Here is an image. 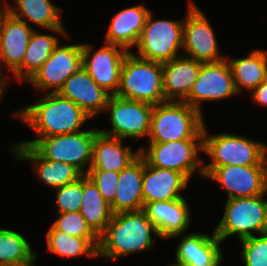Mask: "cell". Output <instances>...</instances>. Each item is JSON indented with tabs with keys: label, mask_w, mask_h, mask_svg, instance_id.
I'll list each match as a JSON object with an SVG mask.
<instances>
[{
	"label": "cell",
	"mask_w": 267,
	"mask_h": 266,
	"mask_svg": "<svg viewBox=\"0 0 267 266\" xmlns=\"http://www.w3.org/2000/svg\"><path fill=\"white\" fill-rule=\"evenodd\" d=\"M33 104L13 113L37 135L36 139L15 142L13 145L34 146L41 138L82 131L91 119L78 105L58 93H45Z\"/></svg>",
	"instance_id": "obj_1"
},
{
	"label": "cell",
	"mask_w": 267,
	"mask_h": 266,
	"mask_svg": "<svg viewBox=\"0 0 267 266\" xmlns=\"http://www.w3.org/2000/svg\"><path fill=\"white\" fill-rule=\"evenodd\" d=\"M160 238L156 226L142 210L113 214L105 232L99 237L98 257L107 260L152 249L153 235Z\"/></svg>",
	"instance_id": "obj_2"
},
{
	"label": "cell",
	"mask_w": 267,
	"mask_h": 266,
	"mask_svg": "<svg viewBox=\"0 0 267 266\" xmlns=\"http://www.w3.org/2000/svg\"><path fill=\"white\" fill-rule=\"evenodd\" d=\"M203 114L184 101H165L153 106L149 142L203 139Z\"/></svg>",
	"instance_id": "obj_3"
},
{
	"label": "cell",
	"mask_w": 267,
	"mask_h": 266,
	"mask_svg": "<svg viewBox=\"0 0 267 266\" xmlns=\"http://www.w3.org/2000/svg\"><path fill=\"white\" fill-rule=\"evenodd\" d=\"M132 52L124 58L116 95L152 105L165 102L162 63L140 58Z\"/></svg>",
	"instance_id": "obj_4"
},
{
	"label": "cell",
	"mask_w": 267,
	"mask_h": 266,
	"mask_svg": "<svg viewBox=\"0 0 267 266\" xmlns=\"http://www.w3.org/2000/svg\"><path fill=\"white\" fill-rule=\"evenodd\" d=\"M203 152L210 157L204 167L267 165V145L229 133L209 135L203 127Z\"/></svg>",
	"instance_id": "obj_5"
},
{
	"label": "cell",
	"mask_w": 267,
	"mask_h": 266,
	"mask_svg": "<svg viewBox=\"0 0 267 266\" xmlns=\"http://www.w3.org/2000/svg\"><path fill=\"white\" fill-rule=\"evenodd\" d=\"M266 194L225 200L224 213L214 229L221 242L236 235L240 240L267 232Z\"/></svg>",
	"instance_id": "obj_6"
},
{
	"label": "cell",
	"mask_w": 267,
	"mask_h": 266,
	"mask_svg": "<svg viewBox=\"0 0 267 266\" xmlns=\"http://www.w3.org/2000/svg\"><path fill=\"white\" fill-rule=\"evenodd\" d=\"M144 148L140 147V154L151 166L178 171L189 181L195 172L204 178L203 139L149 142Z\"/></svg>",
	"instance_id": "obj_7"
},
{
	"label": "cell",
	"mask_w": 267,
	"mask_h": 266,
	"mask_svg": "<svg viewBox=\"0 0 267 266\" xmlns=\"http://www.w3.org/2000/svg\"><path fill=\"white\" fill-rule=\"evenodd\" d=\"M150 11L139 41L136 45L137 56L150 61L165 63L180 56L184 35V19H153Z\"/></svg>",
	"instance_id": "obj_8"
},
{
	"label": "cell",
	"mask_w": 267,
	"mask_h": 266,
	"mask_svg": "<svg viewBox=\"0 0 267 266\" xmlns=\"http://www.w3.org/2000/svg\"><path fill=\"white\" fill-rule=\"evenodd\" d=\"M98 128L41 138L33 147L47 160L60 161L87 175Z\"/></svg>",
	"instance_id": "obj_9"
},
{
	"label": "cell",
	"mask_w": 267,
	"mask_h": 266,
	"mask_svg": "<svg viewBox=\"0 0 267 266\" xmlns=\"http://www.w3.org/2000/svg\"><path fill=\"white\" fill-rule=\"evenodd\" d=\"M153 106L147 102L112 95L105 108V111L110 113L111 130L99 131L124 141L127 138H148Z\"/></svg>",
	"instance_id": "obj_10"
},
{
	"label": "cell",
	"mask_w": 267,
	"mask_h": 266,
	"mask_svg": "<svg viewBox=\"0 0 267 266\" xmlns=\"http://www.w3.org/2000/svg\"><path fill=\"white\" fill-rule=\"evenodd\" d=\"M184 17L182 52L201 63H213L226 59L219 51L214 28L207 16L189 0Z\"/></svg>",
	"instance_id": "obj_11"
},
{
	"label": "cell",
	"mask_w": 267,
	"mask_h": 266,
	"mask_svg": "<svg viewBox=\"0 0 267 266\" xmlns=\"http://www.w3.org/2000/svg\"><path fill=\"white\" fill-rule=\"evenodd\" d=\"M205 178L217 182L227 199L267 193V165L204 167Z\"/></svg>",
	"instance_id": "obj_12"
},
{
	"label": "cell",
	"mask_w": 267,
	"mask_h": 266,
	"mask_svg": "<svg viewBox=\"0 0 267 266\" xmlns=\"http://www.w3.org/2000/svg\"><path fill=\"white\" fill-rule=\"evenodd\" d=\"M82 69V44H58L28 82L40 91L49 90L48 93H58L66 80Z\"/></svg>",
	"instance_id": "obj_13"
},
{
	"label": "cell",
	"mask_w": 267,
	"mask_h": 266,
	"mask_svg": "<svg viewBox=\"0 0 267 266\" xmlns=\"http://www.w3.org/2000/svg\"><path fill=\"white\" fill-rule=\"evenodd\" d=\"M235 95L239 94L234 85L230 65L227 59H224L202 63L198 77L184 102L203 114L201 104L204 102L226 100Z\"/></svg>",
	"instance_id": "obj_14"
},
{
	"label": "cell",
	"mask_w": 267,
	"mask_h": 266,
	"mask_svg": "<svg viewBox=\"0 0 267 266\" xmlns=\"http://www.w3.org/2000/svg\"><path fill=\"white\" fill-rule=\"evenodd\" d=\"M127 53L126 49L106 42L96 51L91 44L82 43L83 68L101 88L111 96L116 95Z\"/></svg>",
	"instance_id": "obj_15"
},
{
	"label": "cell",
	"mask_w": 267,
	"mask_h": 266,
	"mask_svg": "<svg viewBox=\"0 0 267 266\" xmlns=\"http://www.w3.org/2000/svg\"><path fill=\"white\" fill-rule=\"evenodd\" d=\"M33 31L30 24L0 7V72L7 68L13 73L22 64Z\"/></svg>",
	"instance_id": "obj_16"
},
{
	"label": "cell",
	"mask_w": 267,
	"mask_h": 266,
	"mask_svg": "<svg viewBox=\"0 0 267 266\" xmlns=\"http://www.w3.org/2000/svg\"><path fill=\"white\" fill-rule=\"evenodd\" d=\"M191 232L187 235L176 234L170 239L180 237L175 250L177 266H221L223 262L222 242L215 235ZM184 235V237H183Z\"/></svg>",
	"instance_id": "obj_17"
},
{
	"label": "cell",
	"mask_w": 267,
	"mask_h": 266,
	"mask_svg": "<svg viewBox=\"0 0 267 266\" xmlns=\"http://www.w3.org/2000/svg\"><path fill=\"white\" fill-rule=\"evenodd\" d=\"M9 148V151L14 154L16 162L22 161V159L32 162L37 180H41L53 190L76 182L83 176L77 168L70 164L45 159L33 146L13 145Z\"/></svg>",
	"instance_id": "obj_18"
},
{
	"label": "cell",
	"mask_w": 267,
	"mask_h": 266,
	"mask_svg": "<svg viewBox=\"0 0 267 266\" xmlns=\"http://www.w3.org/2000/svg\"><path fill=\"white\" fill-rule=\"evenodd\" d=\"M185 197L169 201L147 203L143 210L156 226L161 239H170L176 234H184L191 221V209Z\"/></svg>",
	"instance_id": "obj_19"
},
{
	"label": "cell",
	"mask_w": 267,
	"mask_h": 266,
	"mask_svg": "<svg viewBox=\"0 0 267 266\" xmlns=\"http://www.w3.org/2000/svg\"><path fill=\"white\" fill-rule=\"evenodd\" d=\"M58 94L74 102L92 119L99 113L105 112L111 96L92 79L84 68L79 73L72 74Z\"/></svg>",
	"instance_id": "obj_20"
},
{
	"label": "cell",
	"mask_w": 267,
	"mask_h": 266,
	"mask_svg": "<svg viewBox=\"0 0 267 266\" xmlns=\"http://www.w3.org/2000/svg\"><path fill=\"white\" fill-rule=\"evenodd\" d=\"M189 180L180 172L151 166L144 159L142 194L143 204L182 198L181 190Z\"/></svg>",
	"instance_id": "obj_21"
},
{
	"label": "cell",
	"mask_w": 267,
	"mask_h": 266,
	"mask_svg": "<svg viewBox=\"0 0 267 266\" xmlns=\"http://www.w3.org/2000/svg\"><path fill=\"white\" fill-rule=\"evenodd\" d=\"M202 63L181 54L162 63L165 101H184L192 90Z\"/></svg>",
	"instance_id": "obj_22"
},
{
	"label": "cell",
	"mask_w": 267,
	"mask_h": 266,
	"mask_svg": "<svg viewBox=\"0 0 267 266\" xmlns=\"http://www.w3.org/2000/svg\"><path fill=\"white\" fill-rule=\"evenodd\" d=\"M151 10L145 5H134L122 9L110 19L104 42L120 46L130 52L136 47L146 18Z\"/></svg>",
	"instance_id": "obj_23"
},
{
	"label": "cell",
	"mask_w": 267,
	"mask_h": 266,
	"mask_svg": "<svg viewBox=\"0 0 267 266\" xmlns=\"http://www.w3.org/2000/svg\"><path fill=\"white\" fill-rule=\"evenodd\" d=\"M2 2L1 6L6 11L25 23L31 22L42 29L68 37L60 18L61 8L54 2L50 0H14L15 6L10 5L11 3H8L7 0Z\"/></svg>",
	"instance_id": "obj_24"
},
{
	"label": "cell",
	"mask_w": 267,
	"mask_h": 266,
	"mask_svg": "<svg viewBox=\"0 0 267 266\" xmlns=\"http://www.w3.org/2000/svg\"><path fill=\"white\" fill-rule=\"evenodd\" d=\"M124 141L101 133L96 134L93 142L92 164L90 170L120 172L132 163L139 155L140 148L135 152Z\"/></svg>",
	"instance_id": "obj_25"
},
{
	"label": "cell",
	"mask_w": 267,
	"mask_h": 266,
	"mask_svg": "<svg viewBox=\"0 0 267 266\" xmlns=\"http://www.w3.org/2000/svg\"><path fill=\"white\" fill-rule=\"evenodd\" d=\"M144 157L140 154L132 163L119 172L114 202L110 205L113 214L138 211L144 208L142 182Z\"/></svg>",
	"instance_id": "obj_26"
},
{
	"label": "cell",
	"mask_w": 267,
	"mask_h": 266,
	"mask_svg": "<svg viewBox=\"0 0 267 266\" xmlns=\"http://www.w3.org/2000/svg\"><path fill=\"white\" fill-rule=\"evenodd\" d=\"M230 65L234 85L238 94L243 89L251 93L260 83L267 79V51L256 49L250 51L245 58L226 56Z\"/></svg>",
	"instance_id": "obj_27"
},
{
	"label": "cell",
	"mask_w": 267,
	"mask_h": 266,
	"mask_svg": "<svg viewBox=\"0 0 267 266\" xmlns=\"http://www.w3.org/2000/svg\"><path fill=\"white\" fill-rule=\"evenodd\" d=\"M87 225L100 237L110 223L113 212L88 175H83L82 204L80 211Z\"/></svg>",
	"instance_id": "obj_28"
},
{
	"label": "cell",
	"mask_w": 267,
	"mask_h": 266,
	"mask_svg": "<svg viewBox=\"0 0 267 266\" xmlns=\"http://www.w3.org/2000/svg\"><path fill=\"white\" fill-rule=\"evenodd\" d=\"M55 35L40 33L34 29L22 64L12 73L19 82H27L34 76L44 62L49 58L55 47L60 44Z\"/></svg>",
	"instance_id": "obj_29"
},
{
	"label": "cell",
	"mask_w": 267,
	"mask_h": 266,
	"mask_svg": "<svg viewBox=\"0 0 267 266\" xmlns=\"http://www.w3.org/2000/svg\"><path fill=\"white\" fill-rule=\"evenodd\" d=\"M47 250L60 257H98L99 238H78L57 231L52 226L46 234Z\"/></svg>",
	"instance_id": "obj_30"
},
{
	"label": "cell",
	"mask_w": 267,
	"mask_h": 266,
	"mask_svg": "<svg viewBox=\"0 0 267 266\" xmlns=\"http://www.w3.org/2000/svg\"><path fill=\"white\" fill-rule=\"evenodd\" d=\"M37 257L22 234L0 228V266H34Z\"/></svg>",
	"instance_id": "obj_31"
},
{
	"label": "cell",
	"mask_w": 267,
	"mask_h": 266,
	"mask_svg": "<svg viewBox=\"0 0 267 266\" xmlns=\"http://www.w3.org/2000/svg\"><path fill=\"white\" fill-rule=\"evenodd\" d=\"M57 219L52 227L70 236L78 238H99L87 225L80 212L56 213Z\"/></svg>",
	"instance_id": "obj_32"
},
{
	"label": "cell",
	"mask_w": 267,
	"mask_h": 266,
	"mask_svg": "<svg viewBox=\"0 0 267 266\" xmlns=\"http://www.w3.org/2000/svg\"><path fill=\"white\" fill-rule=\"evenodd\" d=\"M244 266H267V232L239 241Z\"/></svg>",
	"instance_id": "obj_33"
},
{
	"label": "cell",
	"mask_w": 267,
	"mask_h": 266,
	"mask_svg": "<svg viewBox=\"0 0 267 266\" xmlns=\"http://www.w3.org/2000/svg\"><path fill=\"white\" fill-rule=\"evenodd\" d=\"M56 213L79 212L82 204L83 176L76 182L54 189Z\"/></svg>",
	"instance_id": "obj_34"
},
{
	"label": "cell",
	"mask_w": 267,
	"mask_h": 266,
	"mask_svg": "<svg viewBox=\"0 0 267 266\" xmlns=\"http://www.w3.org/2000/svg\"><path fill=\"white\" fill-rule=\"evenodd\" d=\"M87 175L97 185L104 200L110 205L114 202L119 172L104 170H89Z\"/></svg>",
	"instance_id": "obj_35"
},
{
	"label": "cell",
	"mask_w": 267,
	"mask_h": 266,
	"mask_svg": "<svg viewBox=\"0 0 267 266\" xmlns=\"http://www.w3.org/2000/svg\"><path fill=\"white\" fill-rule=\"evenodd\" d=\"M250 94L257 105L267 107V79L260 83Z\"/></svg>",
	"instance_id": "obj_36"
},
{
	"label": "cell",
	"mask_w": 267,
	"mask_h": 266,
	"mask_svg": "<svg viewBox=\"0 0 267 266\" xmlns=\"http://www.w3.org/2000/svg\"><path fill=\"white\" fill-rule=\"evenodd\" d=\"M6 78L7 77L3 75V72H0V99L2 98L1 96L3 95V92H5L6 86L8 85Z\"/></svg>",
	"instance_id": "obj_37"
}]
</instances>
